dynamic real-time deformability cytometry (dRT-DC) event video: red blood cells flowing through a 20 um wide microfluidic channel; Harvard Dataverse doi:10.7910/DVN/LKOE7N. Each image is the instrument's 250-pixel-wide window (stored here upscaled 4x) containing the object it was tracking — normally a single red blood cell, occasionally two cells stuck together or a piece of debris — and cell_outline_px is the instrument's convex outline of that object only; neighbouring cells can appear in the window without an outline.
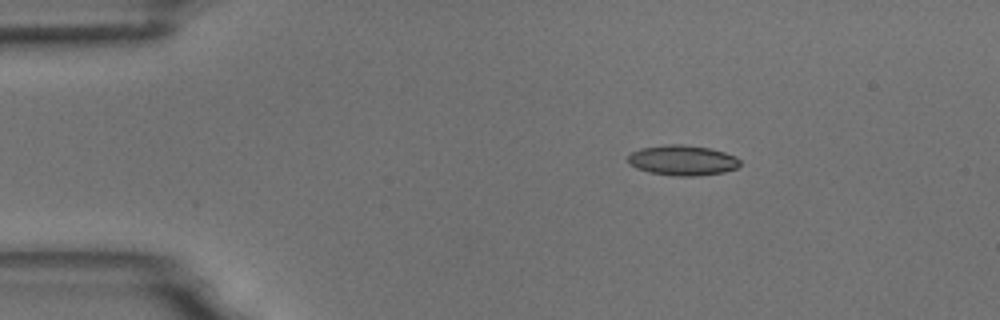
{"species": "common noctule bat (a hibernating species)", "species_latin": "Nyctalus noctula", "temperature_condition": "room temperature", "stored_images_in_passage": 3, "camera_frame_rate_fps": 3000, "um_per_image_px": 0.085, "animal": {"sex": "male", "body_mass_g": 18.8}, "frame": {"image": 1, "passage_image": 1, "time_ms": 0.0, "image_size_px": [1000, 320], "cell_outline_px": [[740, 164], [736, 168], [724, 172], [700, 176], [676, 176], [648, 172], [636, 168], [628, 164], [628, 156], [632, 152], [640, 148], [668, 144], [680, 144], [708, 148], [724, 152], [736, 156], [740, 160]], "centroid_in_image_um": [58.0, 13.63], "position_along_channel_um": 27.0, "area_um2": 19.83}}